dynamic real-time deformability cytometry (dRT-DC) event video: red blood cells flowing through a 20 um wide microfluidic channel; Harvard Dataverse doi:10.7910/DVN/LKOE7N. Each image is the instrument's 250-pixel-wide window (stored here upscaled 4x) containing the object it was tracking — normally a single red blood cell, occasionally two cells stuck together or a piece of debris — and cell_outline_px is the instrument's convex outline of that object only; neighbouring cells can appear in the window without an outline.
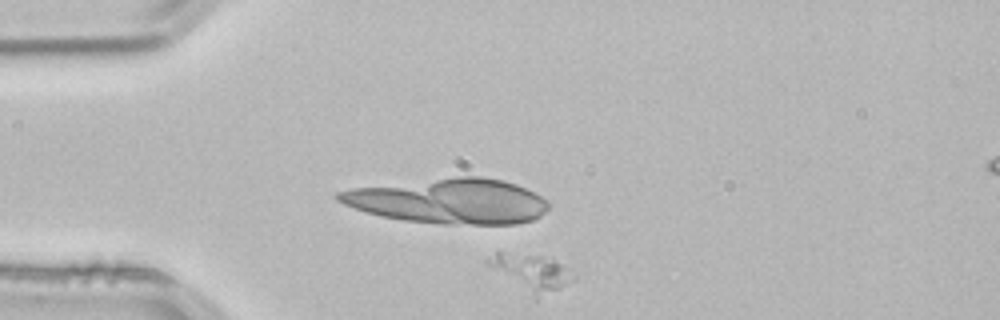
{"species": "common noctule bat (a hibernating species)", "species_latin": "Nyctalus noctula", "temperature_condition": "room temperature", "stored_images_in_passage": 6, "camera_frame_rate_fps": 3000, "um_per_image_px": 0.085, "animal": {"sex": "male", "body_mass_g": 21.5, "forearm_length_mm": 52.0}, "frame": {"image": 1, "passage_image": 6, "time_ms": 1.667, "image_size_px": [1000, 320], "cell_outline_px": [[576, 280], [536, 300], [488, 264], [484, 260], [496, 252], [500, 252], [540, 256], [556, 260], [568, 268], [576, 276]], "centroid_in_image_um": [45.23, 23.17], "position_along_channel_um": 39.8, "area_um2": 17.86}}